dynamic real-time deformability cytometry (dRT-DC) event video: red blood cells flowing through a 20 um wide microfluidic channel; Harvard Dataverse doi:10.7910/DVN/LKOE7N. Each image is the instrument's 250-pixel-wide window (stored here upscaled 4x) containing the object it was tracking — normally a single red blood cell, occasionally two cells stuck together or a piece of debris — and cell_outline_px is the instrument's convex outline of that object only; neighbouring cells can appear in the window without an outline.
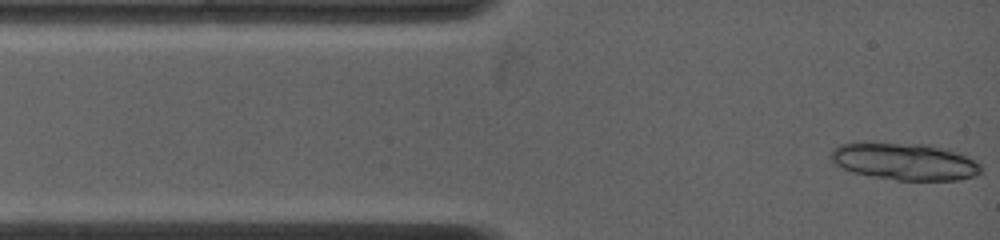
{"species": "common noctule bat (a hibernating species)", "species_latin": "Nyctalus noctula", "temperature_condition": "warm", "stored_images_in_passage": 3, "camera_frame_rate_fps": 4500, "um_per_image_px": 0.085, "animal": {"sex": "female", "body_mass_g": 19.0, "forearm_length_mm": 53.3}, "frame": {"image": 1, "passage_image": 1, "time_ms": 0.0, "image_size_px": [1000, 240], "cell_outline_px": [[980, 172], [976, 176], [960, 180], [896, 180], [872, 176], [852, 172], [832, 164], [828, 156], [832, 148], [840, 144], [856, 140], [872, 140], [928, 144], [944, 148], [964, 156], [980, 164]], "centroid_in_image_um": [76.73, 13.68], "position_along_channel_um": 8.3, "area_um2": 33.52}}